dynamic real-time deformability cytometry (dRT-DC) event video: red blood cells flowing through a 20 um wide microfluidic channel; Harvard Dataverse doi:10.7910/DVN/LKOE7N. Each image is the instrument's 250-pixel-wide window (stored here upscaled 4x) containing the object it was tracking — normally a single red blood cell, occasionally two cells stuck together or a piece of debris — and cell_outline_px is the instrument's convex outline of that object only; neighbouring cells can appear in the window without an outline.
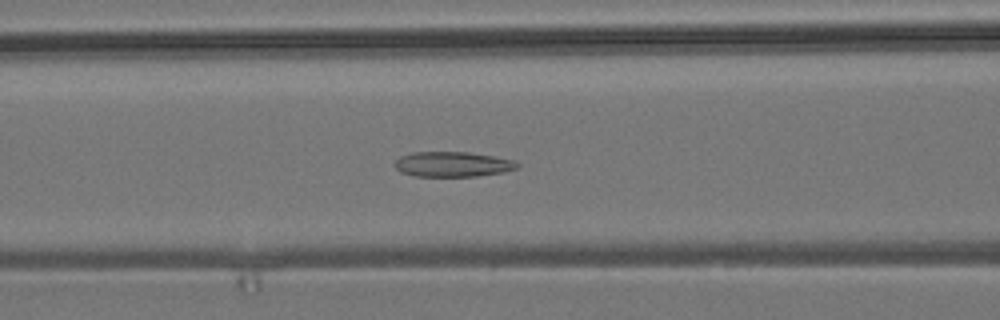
{"species": "common noctule bat (a hibernating species)", "species_latin": "Nyctalus noctula", "temperature_condition": "room temperature", "stored_images_in_passage": 52, "camera_frame_rate_fps": 3000, "um_per_image_px": 0.085, "animal": {"sex": "male", "body_mass_g": 19.2, "forearm_length_mm": 51.8}, "frame": {"image": 1, "passage_image": 21, "time_ms": 6.667, "image_size_px": [1000, 320], "cell_outline_px": [[520, 164], [516, 168], [504, 172], [476, 176], [412, 176], [400, 172], [396, 168], [396, 160], [400, 156], [412, 152], [468, 152], [496, 156], [512, 160]], "centroid_in_image_um": [38.47, 13.96], "position_along_channel_um": 128.1, "area_um2": 17.92}}
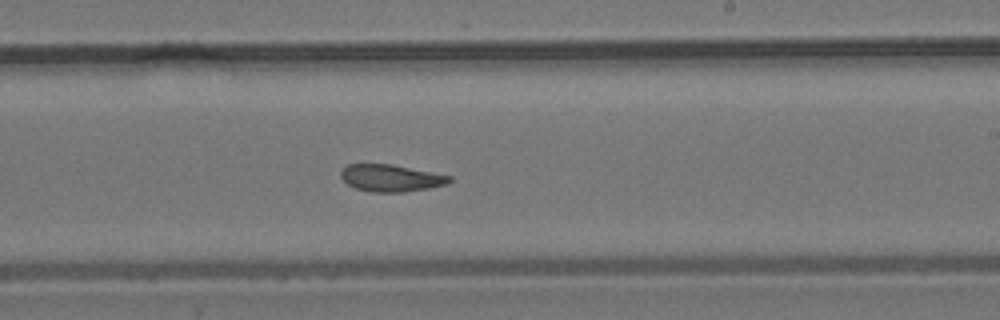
{"frame": {"image": 2, "passage_image": 31, "time_ms": 10.0, "image_size_px": [1000, 320], "cell_outline_px": [[452, 180], [448, 184], [428, 188], [404, 192], [372, 192], [356, 188], [348, 184], [340, 176], [340, 172], [348, 164], [392, 164], [452, 176]], "centroid_in_image_um": [33.25, 15.13], "position_along_channel_um": 255.8, "area_um2": 17.05}}
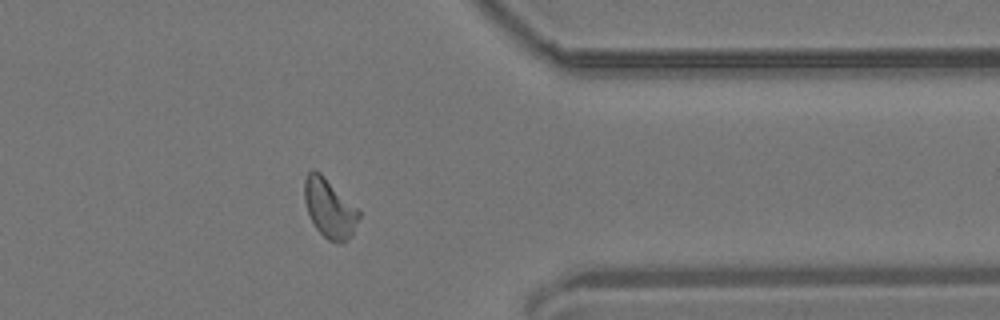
{"frame": {"image": 3, "passage_image": 42, "time_ms": 13.667, "image_size_px": [1000, 320], "cell_outline_px": [[360, 216], [352, 236], [344, 244], [328, 240], [316, 228], [308, 212], [304, 200], [304, 180], [308, 172], [312, 168], [320, 172], [360, 212]], "centroid_in_image_um": [28.0, 17.72], "position_along_channel_um": 383.4, "area_um2": 18.55}, "authors_computed_cell_mechanics": {"area_um2": 18.2648, "velocity_mm_per_s": 3.8423, "shape_relaxation_time_tau1_ms": null, "shape_relaxation_time_tau2_ms": 3.2024, "deformation_change_tau1": null, "deformation_change_tau2": 0.1023}}